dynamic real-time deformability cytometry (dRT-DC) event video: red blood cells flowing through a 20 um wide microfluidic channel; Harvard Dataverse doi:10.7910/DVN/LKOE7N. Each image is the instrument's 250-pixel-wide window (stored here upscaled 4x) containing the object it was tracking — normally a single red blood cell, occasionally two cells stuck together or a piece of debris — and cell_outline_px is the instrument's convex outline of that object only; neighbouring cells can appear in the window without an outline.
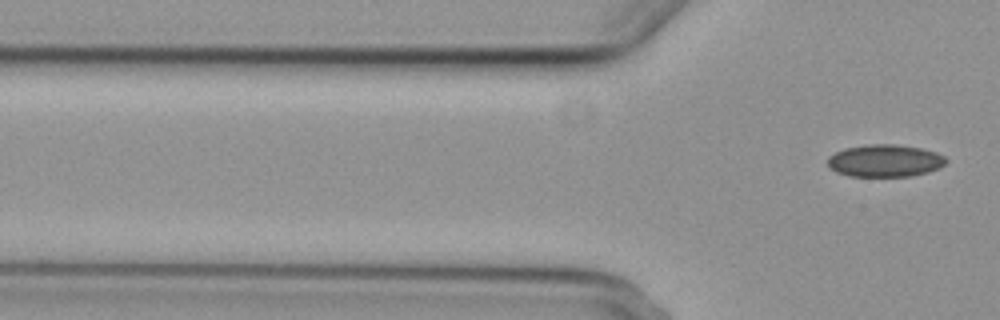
{"species": "common noctule bat (a hibernating species)", "species_latin": "Nyctalus noctula", "temperature_condition": "cold", "stored_images_in_passage": 5, "camera_frame_rate_fps": 3000, "um_per_image_px": 0.085, "animal": {"sex": "female", "body_mass_g": 29.2, "forearm_length_mm": 56.3}, "frame": {"image": 1, "passage_image": 5, "time_ms": 5.333, "image_size_px": [1000, 320], "cell_outline_px": [[948, 160], [940, 168], [928, 172], [912, 176], [848, 176], [836, 172], [828, 164], [828, 156], [844, 148], [868, 144], [896, 144], [920, 148], [936, 152], [944, 156]], "centroid_in_image_um": [75.23, 13.66], "position_along_channel_um": 50.6, "area_um2": 22.37}}